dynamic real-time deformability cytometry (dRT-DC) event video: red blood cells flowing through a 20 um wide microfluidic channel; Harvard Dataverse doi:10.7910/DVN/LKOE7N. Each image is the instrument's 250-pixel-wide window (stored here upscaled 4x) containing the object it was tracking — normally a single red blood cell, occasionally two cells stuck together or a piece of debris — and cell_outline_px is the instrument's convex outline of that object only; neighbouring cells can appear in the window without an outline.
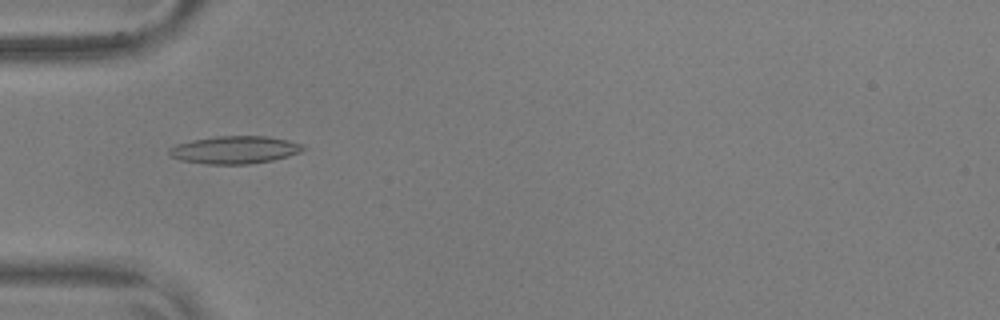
{"species": "common noctule bat (a hibernating species)", "species_latin": "Nyctalus noctula", "temperature_condition": "warm", "stored_images_in_passage": 15, "camera_frame_rate_fps": 3000, "um_per_image_px": 0.085, "animal": {"sex": "male", "body_mass_g": 17.9, "forearm_length_mm": 54.2}, "frame": {"image": 1, "passage_image": 2, "time_ms": 0.333, "image_size_px": [1000, 320], "cell_outline_px": [[304, 148], [300, 152], [288, 156], [272, 160], [252, 164], [208, 164], [180, 160], [172, 156], [168, 152], [168, 148], [176, 144], [192, 140], [216, 136], [264, 136], [288, 140], [300, 144]], "centroid_in_image_um": [19.91, 12.74], "position_along_channel_um": 65.1, "area_um2": 21.44}}
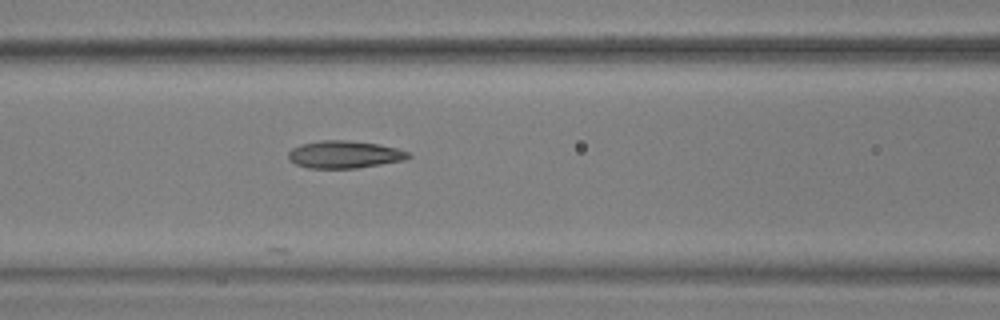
{"frame": {"image": 2, "passage_image": 8, "time_ms": 2.333, "image_size_px": [1000, 320], "cell_outline_px": [[412, 156], [404, 160], [356, 168], [308, 168], [296, 164], [288, 160], [288, 152], [292, 148], [300, 144], [320, 140], [348, 140], [376, 144], [396, 148], [408, 152]], "centroid_in_image_um": [29.23, 13.13], "position_along_channel_um": 137.4, "area_um2": 19.13}}
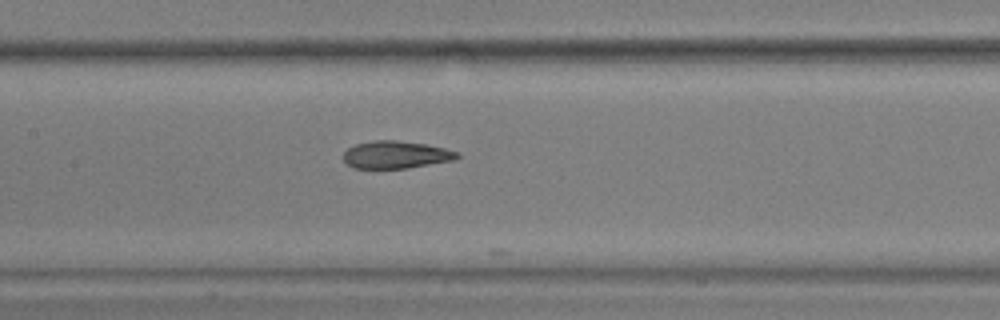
{"frame": {"image": 3, "passage_image": 11, "time_ms": 3.333, "image_size_px": [1000, 320], "cell_outline_px": [[460, 156], [456, 160], [408, 168], [352, 168], [344, 160], [344, 152], [348, 148], [356, 144], [376, 140], [396, 140], [424, 144], [444, 148], [460, 152]], "centroid_in_image_um": [33.69, 13.16], "position_along_channel_um": 173.7, "area_um2": 18.21}}